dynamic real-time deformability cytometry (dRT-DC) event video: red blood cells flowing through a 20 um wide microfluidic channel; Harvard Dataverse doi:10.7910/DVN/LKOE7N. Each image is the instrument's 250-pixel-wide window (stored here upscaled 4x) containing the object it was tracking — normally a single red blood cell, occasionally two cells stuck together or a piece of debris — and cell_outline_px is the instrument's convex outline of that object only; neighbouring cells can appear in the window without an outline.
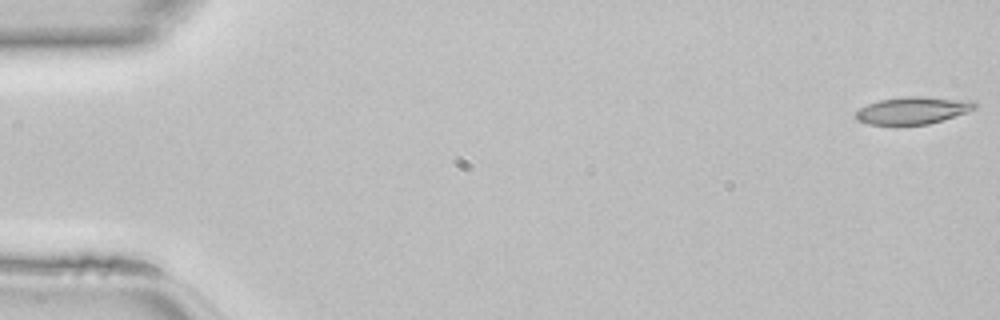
{"species": "common noctule bat (a hibernating species)", "species_latin": "Nyctalus noctula", "temperature_condition": "room temperature", "stored_images_in_passage": 46, "camera_frame_rate_fps": 3000, "um_per_image_px": 0.085, "animal": {"sex": "female", "body_mass_g": 22.7, "forearm_length_mm": 54.2}, "frame": {"image": 1, "passage_image": 1, "time_ms": 0.0, "image_size_px": [1000, 320], "cell_outline_px": [[980, 108], [968, 112], [928, 124], [868, 124], [856, 120], [852, 116], [860, 108], [868, 104], [880, 100], [904, 96], [924, 96], [976, 100]], "centroid_in_image_um": [77.66, 9.36], "position_along_channel_um": 7.3, "area_um2": 19.25}}
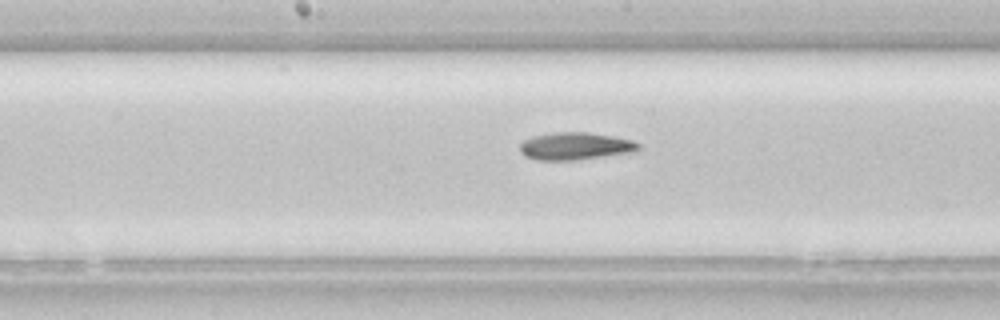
{"frame": {"image": 2, "passage_image": 24, "time_ms": 7.667, "image_size_px": [1000, 320], "cell_outline_px": [[640, 148], [636, 152], [576, 160], [536, 160], [524, 156], [520, 152], [520, 144], [524, 140], [532, 136], [552, 132], [588, 132], [612, 136], [632, 140], [640, 144]], "centroid_in_image_um": [48.9, 12.42], "position_along_channel_um": 199.3, "area_um2": 19.19}}
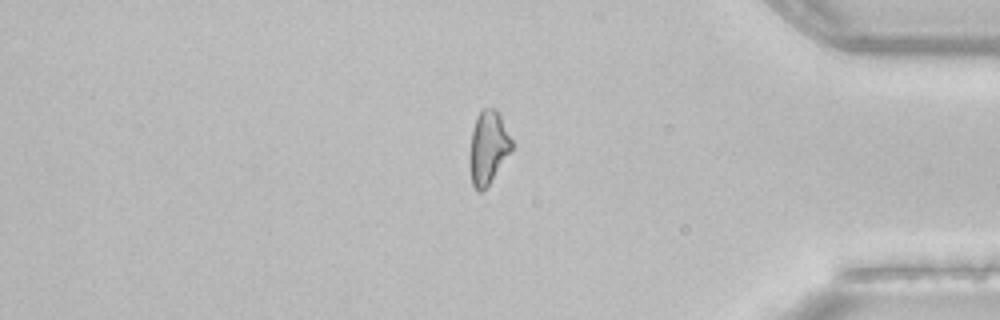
{"frame": {"image": 3, "passage_image": 39, "time_ms": 12.667, "image_size_px": [1000, 320], "cell_outline_px": [[512, 148], [488, 184], [480, 192], [476, 192], [472, 184], [468, 164], [468, 156], [472, 132], [476, 116], [480, 108], [492, 108], [500, 112], [512, 140]], "centroid_in_image_um": [41.45, 12.49], "position_along_channel_um": 393.7, "area_um2": 18.03}}